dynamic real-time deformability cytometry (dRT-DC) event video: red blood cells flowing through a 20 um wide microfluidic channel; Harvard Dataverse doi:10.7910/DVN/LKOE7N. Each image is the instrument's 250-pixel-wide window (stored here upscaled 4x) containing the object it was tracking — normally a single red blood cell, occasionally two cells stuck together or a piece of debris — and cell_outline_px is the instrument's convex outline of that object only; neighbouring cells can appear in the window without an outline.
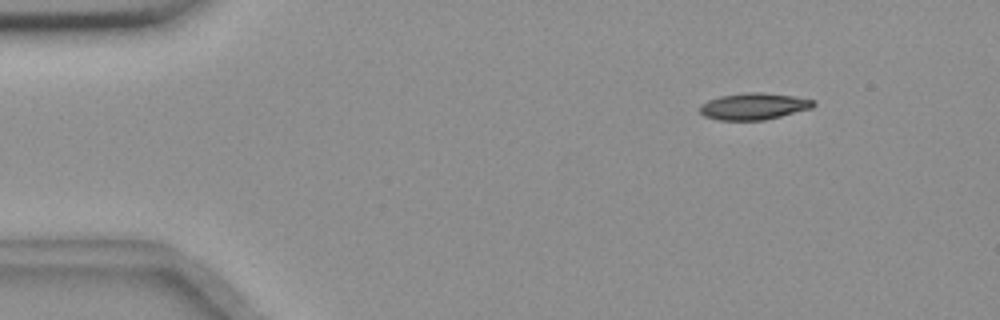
{"species": "common noctule bat (a hibernating species)", "species_latin": "Nyctalus noctula", "temperature_condition": "room temperature", "stored_images_in_passage": 4, "camera_frame_rate_fps": 3000, "um_per_image_px": 0.085, "animal": {"sex": "female", "body_mass_g": 18.4}, "frame": {"image": 1, "passage_image": 1, "time_ms": 0.0, "image_size_px": [1000, 320], "cell_outline_px": [[816, 104], [812, 108], [764, 120], [716, 120], [704, 116], [700, 112], [700, 104], [708, 100], [720, 96], [748, 92], [760, 92], [792, 96], [816, 100]], "centroid_in_image_um": [64.06, 9.04], "position_along_channel_um": 20.9, "area_um2": 17.63}}
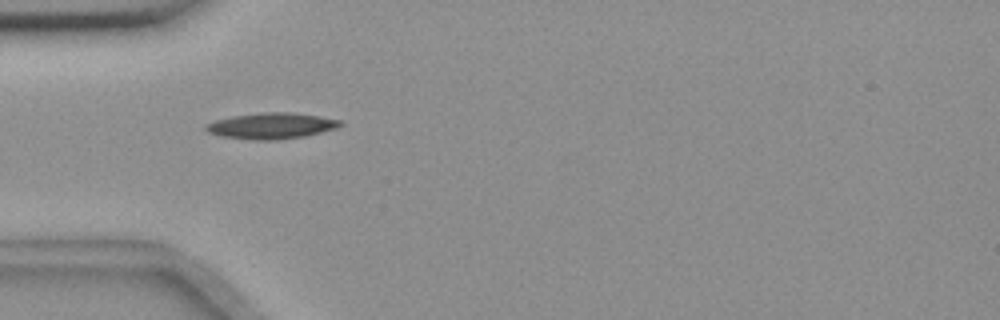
{"frame": {"image": 2, "passage_image": 3, "time_ms": 3.333, "image_size_px": [1000, 320], "cell_outline_px": [[344, 124], [336, 128], [304, 136], [276, 140], [252, 140], [220, 136], [208, 132], [204, 128], [204, 124], [216, 120], [232, 116], [268, 112], [288, 112], [316, 116], [340, 120]], "centroid_in_image_um": [23.02, 10.7], "position_along_channel_um": 62.0, "area_um2": 20.17}}
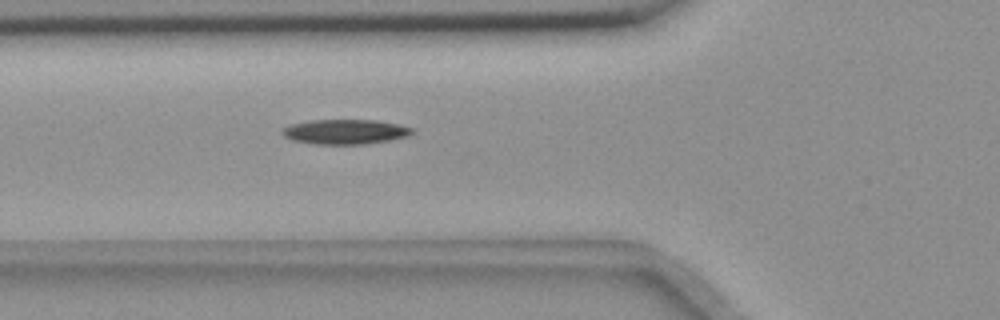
{"frame": {"image": 3, "passage_image": 4, "time_ms": 4.333, "image_size_px": [1000, 320], "cell_outline_px": [[416, 132], [408, 136], [388, 140], [364, 144], [316, 144], [292, 140], [284, 136], [280, 132], [284, 128], [292, 124], [312, 120], [376, 120], [400, 124], [416, 128]], "centroid_in_image_um": [29.4, 11.19], "position_along_channel_um": 96.4, "area_um2": 18.84}}